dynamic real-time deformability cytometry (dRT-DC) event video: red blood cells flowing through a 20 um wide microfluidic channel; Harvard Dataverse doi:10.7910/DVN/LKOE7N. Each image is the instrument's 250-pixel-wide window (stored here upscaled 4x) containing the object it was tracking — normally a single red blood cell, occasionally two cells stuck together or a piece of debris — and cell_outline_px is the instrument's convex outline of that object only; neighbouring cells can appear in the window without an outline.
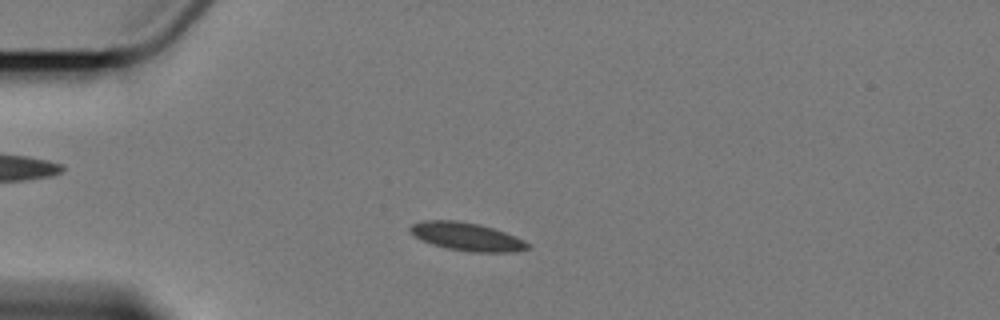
{"species": "Egyptian fruit bat (a non-hibernating species)", "species_latin": "Rousettus aegyptiacus", "temperature_condition": "cold", "stored_images_in_passage": 6, "camera_frame_rate_fps": 3000, "um_per_image_px": 0.085, "animal": {"sex": "female"}, "frame": {"image": 1, "passage_image": 2, "time_ms": 1.667, "image_size_px": [1000, 320], "cell_outline_px": [[528, 248], [516, 252], [472, 252], [448, 248], [432, 244], [420, 240], [408, 232], [408, 228], [412, 224], [424, 220], [456, 220], [480, 224], [516, 236], [524, 240], [528, 244]], "centroid_in_image_um": [39.63, 20.11], "position_along_channel_um": 45.4, "area_um2": 19.31}}
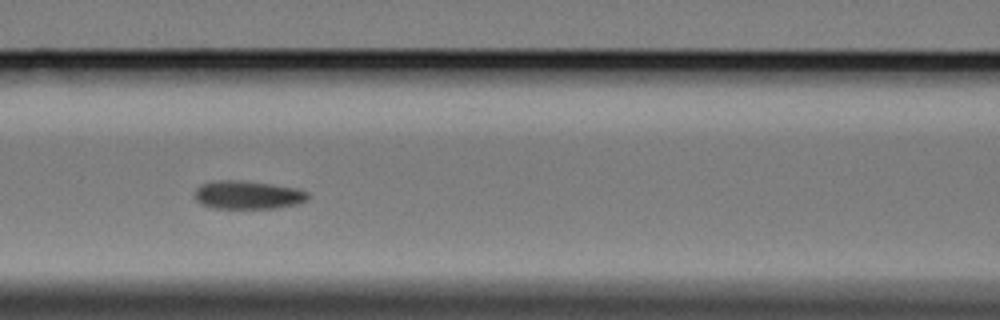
{"frame": {"image": 2, "passage_image": 5, "time_ms": 5.333, "image_size_px": [1000, 320], "cell_outline_px": [[308, 200], [296, 204], [276, 208], [212, 208], [200, 204], [196, 200], [196, 188], [200, 184], [212, 180], [240, 180], [268, 184], [292, 188], [308, 192]], "centroid_in_image_um": [21.0, 16.57], "position_along_channel_um": 145.6, "area_um2": 18.55}}
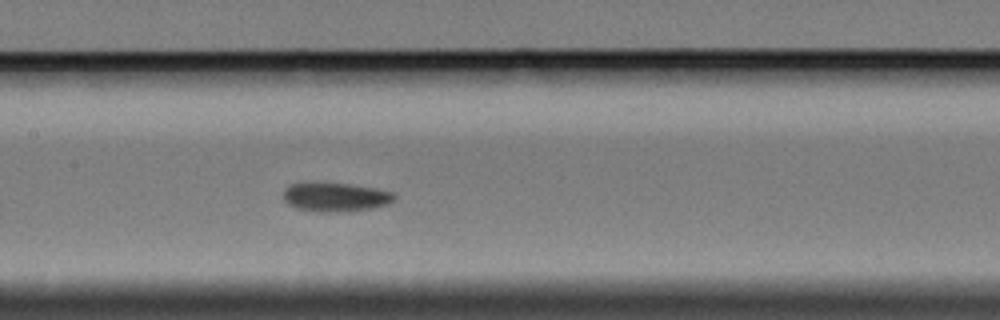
{"frame": {"image": 3, "passage_image": 6, "time_ms": 6.333, "image_size_px": [1000, 320], "cell_outline_px": [[396, 196], [388, 204], [372, 208], [344, 212], [316, 212], [296, 208], [288, 204], [284, 200], [284, 188], [288, 184], [348, 184], [376, 188], [392, 192]], "centroid_in_image_um": [28.51, 16.77], "position_along_channel_um": 178.9, "area_um2": 18.5}}